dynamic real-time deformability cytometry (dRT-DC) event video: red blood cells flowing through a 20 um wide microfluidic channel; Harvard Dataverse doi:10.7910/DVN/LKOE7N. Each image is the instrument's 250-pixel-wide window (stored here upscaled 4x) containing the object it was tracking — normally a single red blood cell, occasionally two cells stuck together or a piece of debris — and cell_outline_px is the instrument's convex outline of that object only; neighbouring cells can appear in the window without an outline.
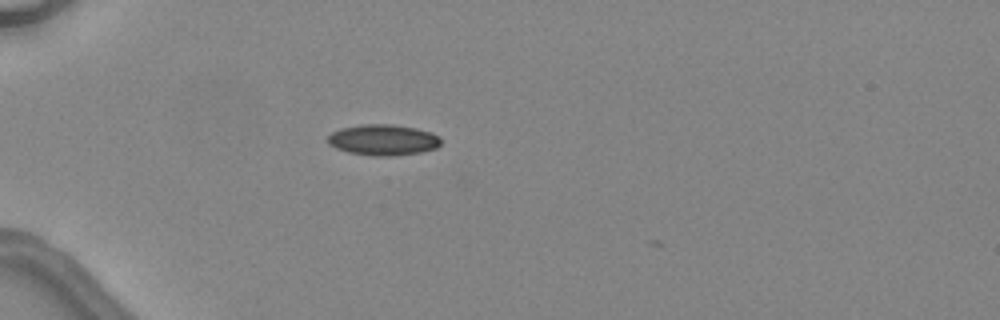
{"species": "common noctule bat (a hibernating species)", "species_latin": "Nyctalus noctula", "temperature_condition": "warm", "stored_images_in_passage": 2, "camera_frame_rate_fps": 3000, "um_per_image_px": 0.085, "animal": {"sex": "female", "body_mass_g": 24.6, "forearm_length_mm": 56.2}, "frame": {"image": 1, "passage_image": 1, "time_ms": 0.0, "image_size_px": [1000, 320], "cell_outline_px": [[440, 144], [436, 148], [420, 152], [392, 156], [372, 156], [348, 152], [336, 148], [328, 144], [328, 136], [332, 132], [340, 128], [360, 124], [392, 124], [416, 128], [432, 132], [440, 136]], "centroid_in_image_um": [32.56, 11.88], "position_along_channel_um": 52.4, "area_um2": 20.52}}